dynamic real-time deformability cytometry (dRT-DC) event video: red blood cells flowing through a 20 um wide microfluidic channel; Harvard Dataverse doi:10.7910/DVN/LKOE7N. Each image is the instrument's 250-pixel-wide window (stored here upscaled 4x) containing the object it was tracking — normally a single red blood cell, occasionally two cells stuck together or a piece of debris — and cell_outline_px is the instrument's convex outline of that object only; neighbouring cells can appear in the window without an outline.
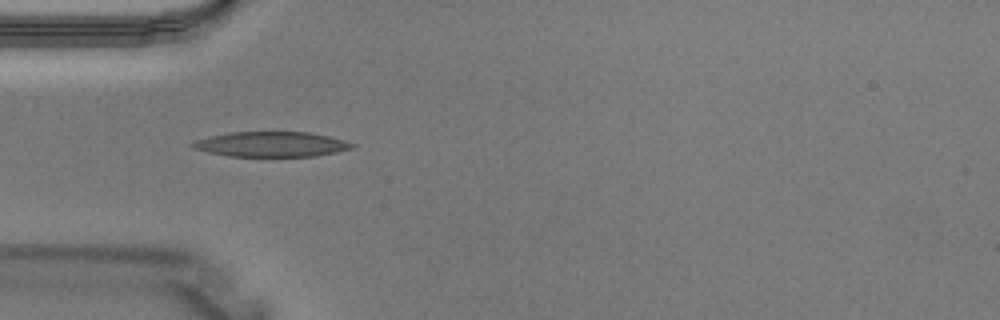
{"species": "Egyptian fruit bat (a non-hibernating species)", "species_latin": "Rousettus aegyptiacus", "temperature_condition": "warm", "stored_images_in_passage": 4, "camera_frame_rate_fps": 3000, "um_per_image_px": 0.085, "animal": {"sex": "male"}, "frame": {"image": 1, "passage_image": 4, "time_ms": 1.0, "image_size_px": [1000, 320], "cell_outline_px": [[356, 144], [352, 148], [336, 152], [316, 156], [228, 156], [208, 152], [192, 148], [188, 144], [196, 140], [208, 136], [232, 132], [308, 132], [328, 136]], "centroid_in_image_um": [23.01, 12.26], "position_along_channel_um": 62.0, "area_um2": 23.24}}